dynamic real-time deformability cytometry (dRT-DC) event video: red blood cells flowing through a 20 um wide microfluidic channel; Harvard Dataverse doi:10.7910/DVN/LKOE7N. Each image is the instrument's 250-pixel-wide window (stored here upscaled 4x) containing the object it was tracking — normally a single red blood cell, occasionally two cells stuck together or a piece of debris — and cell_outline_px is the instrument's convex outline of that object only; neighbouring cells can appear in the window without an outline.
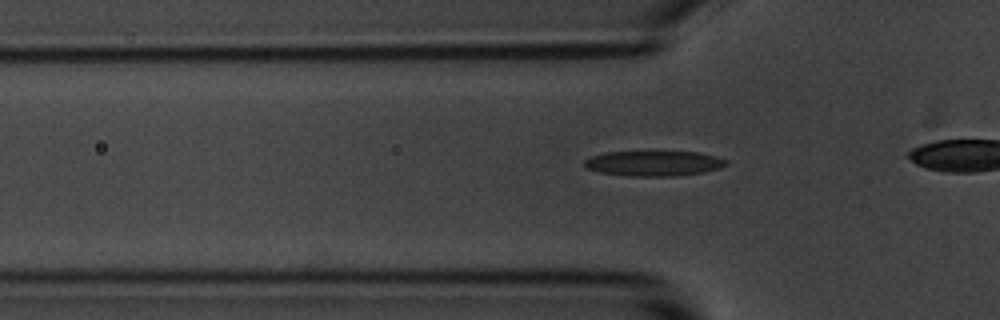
{"species": "common noctule bat (a hibernating species)", "species_latin": "Nyctalus noctula", "temperature_condition": "room temperature", "stored_images_in_passage": 38, "camera_frame_rate_fps": 3000, "um_per_image_px": 0.085, "animal": {"sex": "male", "body_mass_g": 20.1, "forearm_length_mm": 53.5}, "frame": {"image": 1, "passage_image": 12, "time_ms": 3.667, "image_size_px": [1000, 320], "cell_outline_px": [[728, 164], [720, 168], [704, 172], [676, 176], [628, 176], [600, 172], [584, 168], [584, 160], [592, 156], [604, 152], [652, 148], [696, 152], [716, 156], [728, 160]], "centroid_in_image_um": [55.55, 13.82], "position_along_channel_um": 70.2, "area_um2": 22.2}}
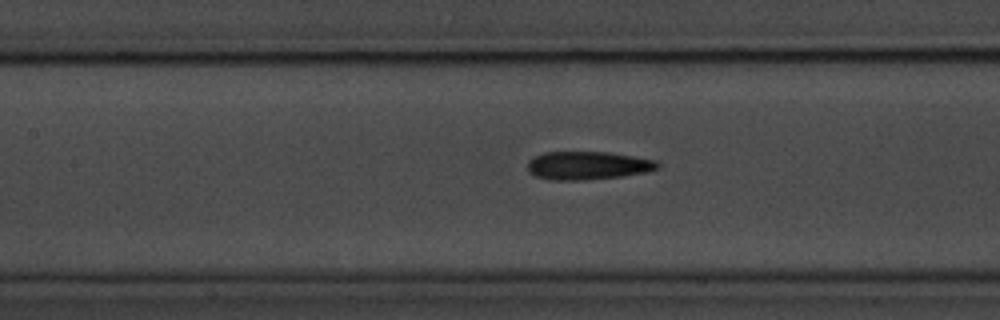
{"frame": {"image": 2, "passage_image": 19, "time_ms": 6.0, "image_size_px": [1000, 320], "cell_outline_px": [[660, 168], [648, 172], [620, 176], [584, 180], [552, 180], [536, 176], [528, 172], [528, 160], [544, 152], [608, 152], [656, 160], [660, 164]], "centroid_in_image_um": [49.97, 14.07], "position_along_channel_um": 157.4, "area_um2": 21.39}}
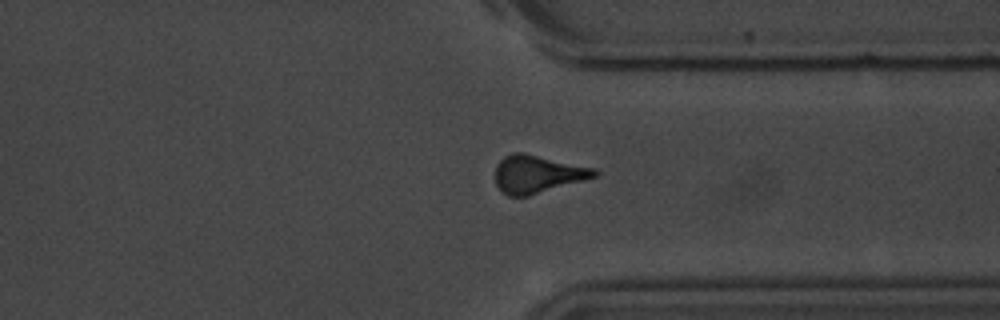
{"frame": {"image": 3, "passage_image": 36, "time_ms": 11.667, "image_size_px": [1000, 320], "cell_outline_px": [[600, 172], [596, 176], [584, 180], [528, 196], [508, 196], [496, 184], [496, 164], [504, 156], [512, 152], [524, 152], [596, 168]], "centroid_in_image_um": [45.69, 14.78], "position_along_channel_um": 365.7, "area_um2": 21.85}}